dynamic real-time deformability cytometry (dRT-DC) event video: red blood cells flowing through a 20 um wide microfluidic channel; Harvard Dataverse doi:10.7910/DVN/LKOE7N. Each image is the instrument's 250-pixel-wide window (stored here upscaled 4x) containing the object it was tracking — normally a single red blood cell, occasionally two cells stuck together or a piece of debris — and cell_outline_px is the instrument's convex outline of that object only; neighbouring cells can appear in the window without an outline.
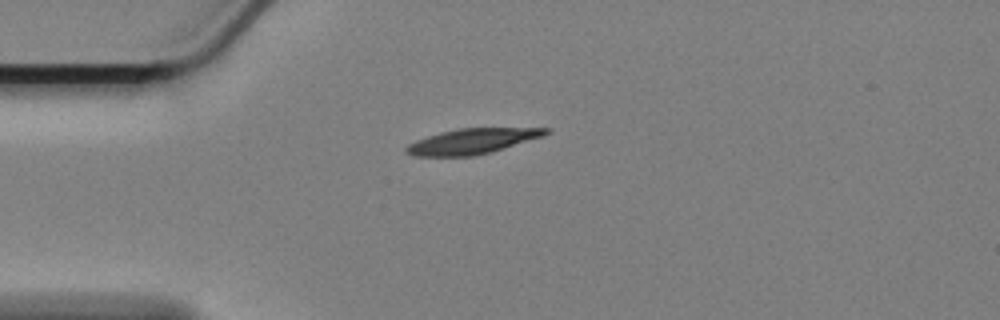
{"species": "Egyptian fruit bat (a non-hibernating species)", "species_latin": "Rousettus aegyptiacus", "temperature_condition": "cold", "stored_images_in_passage": 19, "camera_frame_rate_fps": 3000, "um_per_image_px": 0.085, "animal": {"sex": "female"}, "frame": {"image": 1, "passage_image": 1, "time_ms": 0.0, "image_size_px": [1000, 320], "cell_outline_px": [[552, 132], [544, 136], [492, 152], [472, 156], [412, 156], [404, 152], [404, 148], [408, 144], [416, 140], [440, 132], [456, 128], [552, 128]], "centroid_in_image_um": [40.15, 12.0], "position_along_channel_um": 44.9, "area_um2": 20.81}}
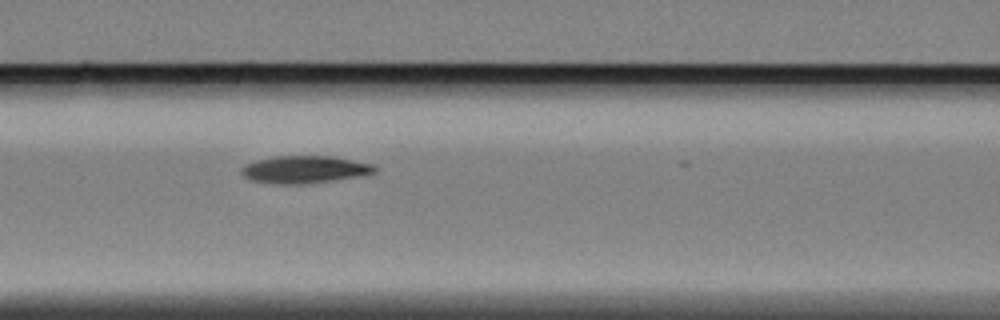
{"frame": {"image": 2, "passage_image": 11, "time_ms": 3.333, "image_size_px": [1000, 320], "cell_outline_px": [[380, 168], [376, 172], [368, 176], [300, 184], [280, 184], [252, 180], [244, 176], [240, 172], [240, 168], [244, 164], [256, 160], [272, 156], [332, 156], [372, 164]], "centroid_in_image_um": [25.94, 14.4], "position_along_channel_um": 140.7, "area_um2": 21.56}}
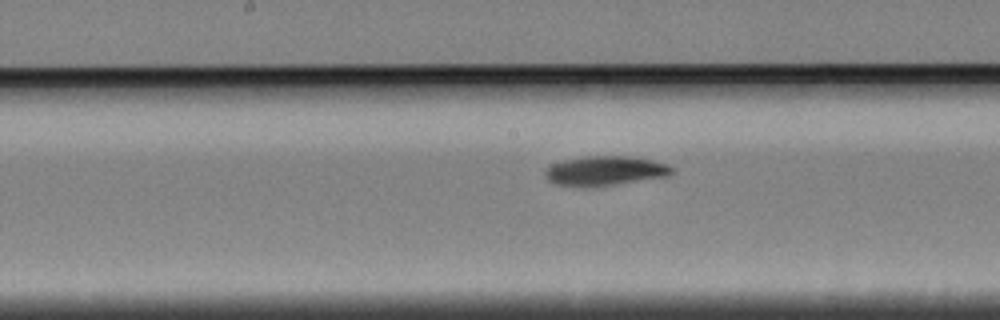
{"frame": {"image": 3, "passage_image": 16, "time_ms": 5.0, "image_size_px": [1000, 320], "cell_outline_px": [[672, 172], [668, 176], [616, 184], [588, 188], [556, 184], [548, 180], [544, 176], [544, 168], [552, 164], [564, 160], [584, 156], [628, 156], [652, 160], [668, 164], [672, 168]], "centroid_in_image_um": [51.38, 14.52], "position_along_channel_um": 196.8, "area_um2": 21.96}}